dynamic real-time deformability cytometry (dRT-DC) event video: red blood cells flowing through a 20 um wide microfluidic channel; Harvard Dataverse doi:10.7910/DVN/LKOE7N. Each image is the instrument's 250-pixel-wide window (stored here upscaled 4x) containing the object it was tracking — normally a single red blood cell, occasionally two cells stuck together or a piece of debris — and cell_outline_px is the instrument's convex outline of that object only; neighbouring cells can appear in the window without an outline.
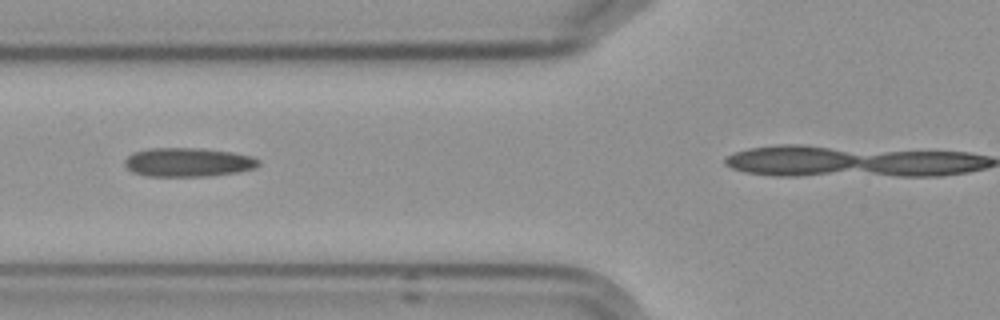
{"species": "Egyptian fruit bat (a non-hibernating species)", "species_latin": "Rousettus aegyptiacus", "temperature_condition": "cold", "stored_images_in_passage": 7, "camera_frame_rate_fps": 3000, "um_per_image_px": 0.085, "frame": {"image": 1, "passage_image": 6, "time_ms": 6.667, "image_size_px": [1000, 320], "cell_outline_px": [[260, 164], [256, 168], [236, 172], [208, 176], [148, 176], [132, 172], [124, 164], [124, 160], [132, 152], [148, 148], [204, 148], [232, 152], [252, 156], [260, 160]], "centroid_in_image_um": [15.98, 13.78], "position_along_channel_um": 109.8, "area_um2": 22.72}}